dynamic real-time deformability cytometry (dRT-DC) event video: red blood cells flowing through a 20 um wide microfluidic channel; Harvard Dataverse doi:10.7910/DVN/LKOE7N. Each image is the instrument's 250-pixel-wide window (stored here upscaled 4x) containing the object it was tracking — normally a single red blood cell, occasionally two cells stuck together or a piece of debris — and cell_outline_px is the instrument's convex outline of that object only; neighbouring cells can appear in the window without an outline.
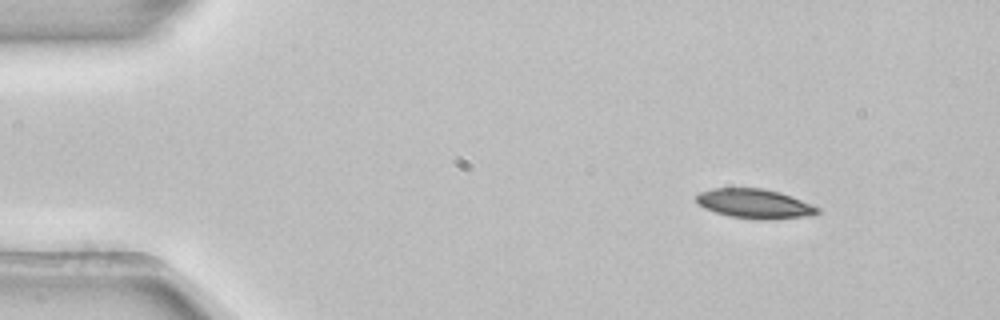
{"species": "common noctule bat (a hibernating species)", "species_latin": "Nyctalus noctula", "temperature_condition": "room temperature", "stored_images_in_passage": 3, "camera_frame_rate_fps": 3000, "um_per_image_px": 0.085, "animal": {"sex": "female", "body_mass_g": 22.7, "forearm_length_mm": 54.2}, "frame": {"image": 1, "passage_image": 1, "time_ms": 0.0, "image_size_px": [1000, 320], "cell_outline_px": [[820, 212], [812, 216], [728, 216], [704, 208], [696, 200], [696, 196], [700, 192], [712, 188], [760, 188], [780, 192], [812, 204], [820, 208]], "centroid_in_image_um": [64.11, 17.25], "position_along_channel_um": 20.9, "area_um2": 19.59}}
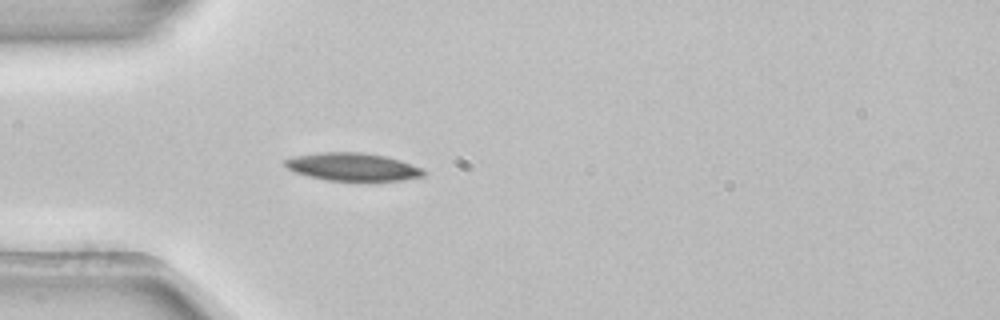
{"frame": {"image": 2, "passage_image": 3, "time_ms": 0.667, "image_size_px": [1000, 320], "cell_outline_px": [[424, 176], [400, 180], [328, 180], [308, 176], [296, 172], [288, 168], [284, 164], [284, 160], [296, 156], [320, 152], [360, 152], [384, 156], [400, 160], [420, 168], [424, 172]], "centroid_in_image_um": [29.95, 14.17], "position_along_channel_um": 55.1, "area_um2": 22.02}}